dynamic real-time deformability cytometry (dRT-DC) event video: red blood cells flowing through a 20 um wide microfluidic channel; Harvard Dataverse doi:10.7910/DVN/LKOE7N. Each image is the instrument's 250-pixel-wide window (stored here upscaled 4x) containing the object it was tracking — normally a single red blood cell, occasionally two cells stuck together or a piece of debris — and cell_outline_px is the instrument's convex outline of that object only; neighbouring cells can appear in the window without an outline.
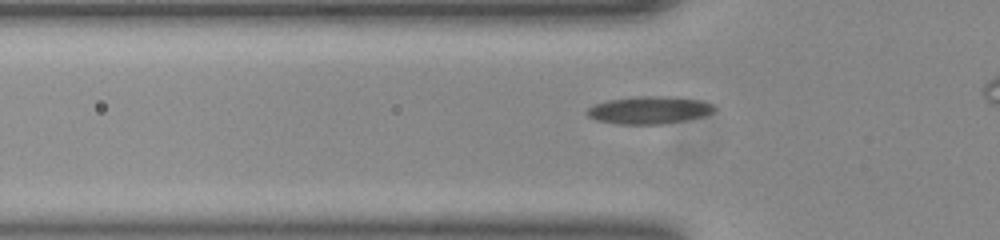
{"species": "common noctule bat (a hibernating species)", "species_latin": "Nyctalus noctula", "temperature_condition": "room temperature", "stored_images_in_passage": 38, "camera_frame_rate_fps": 3000, "um_per_image_px": 0.085, "animal": {"sex": "female", "body_mass_g": 23.0, "forearm_length_mm": 53.4}, "frame": {"image": 1, "passage_image": 9, "time_ms": 2.667, "image_size_px": [1000, 240], "cell_outline_px": [[716, 108], [712, 112], [704, 116], [664, 124], [616, 124], [596, 120], [588, 116], [584, 112], [588, 108], [596, 104], [608, 100], [636, 96], [668, 96], [700, 100], [712, 104]], "centroid_in_image_um": [55.16, 9.36], "position_along_channel_um": 70.6, "area_um2": 20.46}}
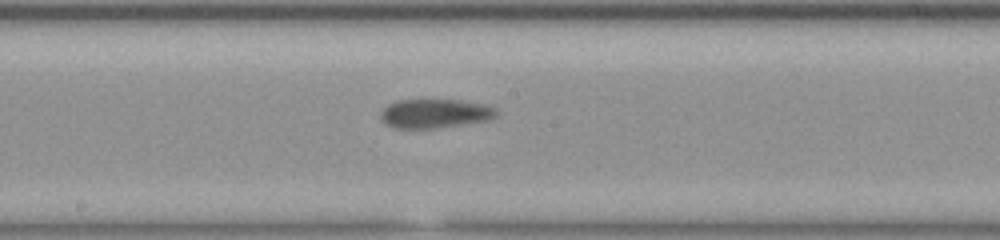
{"frame": {"image": 2, "passage_image": 20, "time_ms": 6.333, "image_size_px": [1000, 240], "cell_outline_px": [[500, 116], [488, 120], [436, 128], [392, 128], [384, 124], [380, 120], [380, 112], [388, 104], [396, 100], [460, 100], [488, 104], [496, 108], [500, 112]], "centroid_in_image_um": [36.99, 9.64], "position_along_channel_um": 211.2, "area_um2": 20.0}}
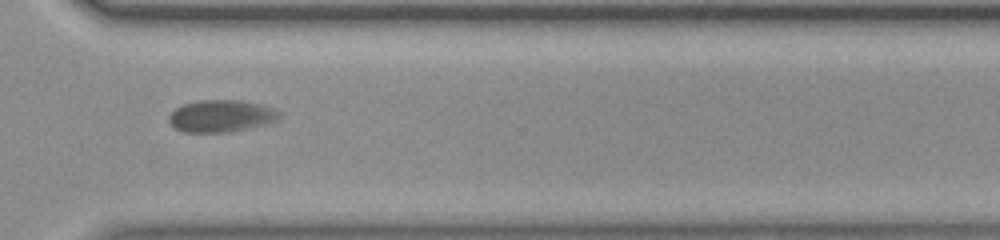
{"frame": {"image": 3, "passage_image": 31, "time_ms": 10.0, "image_size_px": [1000, 240], "cell_outline_px": [[280, 116], [276, 120], [264, 124], [228, 132], [184, 132], [176, 128], [168, 120], [168, 116], [176, 108], [184, 104], [200, 100], [240, 100], [264, 104], [276, 108], [280, 112]], "centroid_in_image_um": [18.82, 9.84], "position_along_channel_um": 351.8, "area_um2": 20.58}, "authors_computed_cell_mechanics": {"area_um2": 20.23, "velocity_mm_per_s": 3.8376, "shape_relaxation_time_tau1_ms": null, "shape_relaxation_time_tau2_ms": 1.2233, "deformation_change_tau1": null, "deformation_change_tau2": 0.0513}}